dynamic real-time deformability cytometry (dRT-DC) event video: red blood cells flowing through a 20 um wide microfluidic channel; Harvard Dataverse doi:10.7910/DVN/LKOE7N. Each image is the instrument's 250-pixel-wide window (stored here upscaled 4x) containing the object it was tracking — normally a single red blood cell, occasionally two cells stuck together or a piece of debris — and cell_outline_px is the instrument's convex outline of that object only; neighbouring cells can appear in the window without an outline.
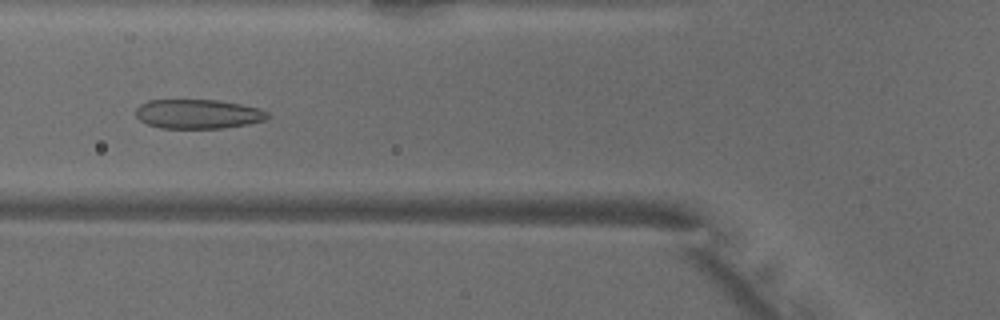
{"species": "common noctule bat (a hibernating species)", "species_latin": "Nyctalus noctula", "temperature_condition": "warm", "stored_images_in_passage": 48, "camera_frame_rate_fps": 3000, "um_per_image_px": 0.085, "animal": {"sex": "male", "body_mass_g": 18.8}, "frame": {"image": 1, "passage_image": 17, "time_ms": 5.333, "image_size_px": [1000, 320], "cell_outline_px": [[272, 116], [264, 120], [248, 124], [220, 128], [160, 128], [148, 124], [140, 120], [136, 116], [136, 108], [140, 104], [148, 100], [216, 100], [240, 104], [260, 108], [268, 112]], "centroid_in_image_um": [16.84, 9.69], "position_along_channel_um": 109.0, "area_um2": 22.54}}
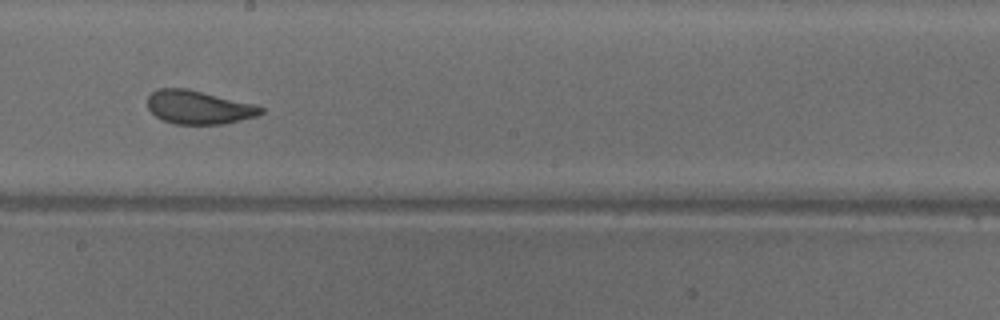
{"frame": {"image": 2, "passage_image": 26, "time_ms": 8.333, "image_size_px": [1000, 320], "cell_outline_px": [[264, 112], [256, 116], [224, 124], [176, 124], [164, 120], [156, 116], [148, 108], [148, 96], [156, 88], [188, 88], [252, 104], [264, 108]], "centroid_in_image_um": [16.86, 9.11], "position_along_channel_um": 231.3, "area_um2": 21.96}}
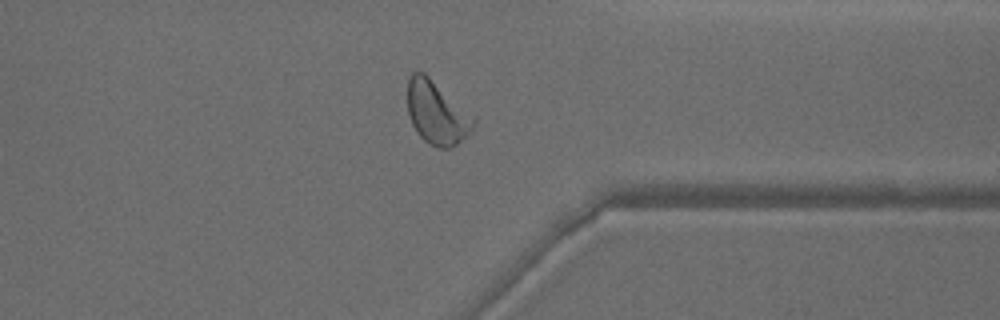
{"frame": {"image": 3, "passage_image": 37, "time_ms": 12.0, "image_size_px": [1000, 320], "cell_outline_px": [[476, 120], [468, 136], [452, 148], [440, 148], [428, 144], [416, 132], [408, 116], [408, 76], [412, 72], [424, 72], [476, 116]], "centroid_in_image_um": [37.15, 9.59], "position_along_channel_um": 374.3, "area_um2": 24.74}, "authors_computed_cell_mechanics": {"area_um2": 24.0159, "velocity_mm_per_s": 4.0712, "shape_relaxation_time_tau1_ms": 4.0291, "shape_relaxation_time_tau2_ms": 0.8794, "deformation_change_tau1": 0.1414, "deformation_change_tau2": 0.0624}}